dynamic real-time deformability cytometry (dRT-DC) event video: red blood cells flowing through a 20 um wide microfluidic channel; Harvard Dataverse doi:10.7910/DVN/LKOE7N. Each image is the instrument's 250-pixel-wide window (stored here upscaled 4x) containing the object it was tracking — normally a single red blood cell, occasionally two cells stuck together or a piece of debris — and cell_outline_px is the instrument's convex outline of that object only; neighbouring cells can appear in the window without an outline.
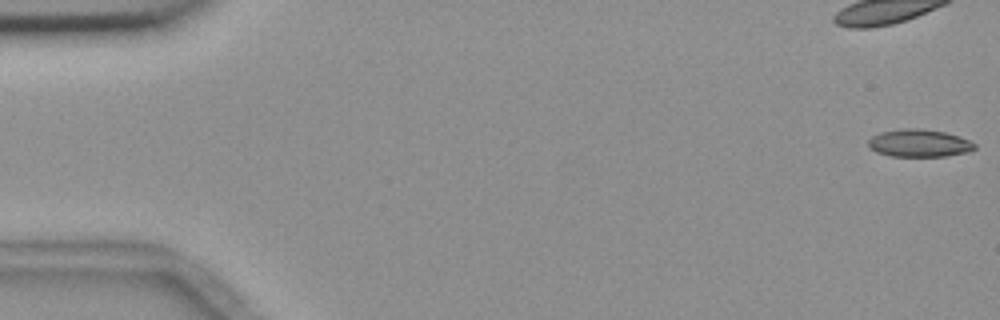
{"species": "common noctule bat (a hibernating species)", "species_latin": "Nyctalus noctula", "temperature_condition": "room temperature", "stored_images_in_passage": 55, "camera_frame_rate_fps": 3000, "um_per_image_px": 0.085, "animal": {"sex": "female", "body_mass_g": 18.4}, "frame": {"image": 1, "passage_image": 1, "time_ms": 0.0, "image_size_px": [1000, 320], "cell_outline_px": [[976, 148], [968, 152], [948, 156], [892, 156], [876, 152], [868, 148], [868, 140], [872, 136], [880, 132], [900, 128], [920, 128], [944, 132], [968, 140], [976, 144]], "centroid_in_image_um": [78.09, 12.17], "position_along_channel_um": 6.9, "area_um2": 17.17}}